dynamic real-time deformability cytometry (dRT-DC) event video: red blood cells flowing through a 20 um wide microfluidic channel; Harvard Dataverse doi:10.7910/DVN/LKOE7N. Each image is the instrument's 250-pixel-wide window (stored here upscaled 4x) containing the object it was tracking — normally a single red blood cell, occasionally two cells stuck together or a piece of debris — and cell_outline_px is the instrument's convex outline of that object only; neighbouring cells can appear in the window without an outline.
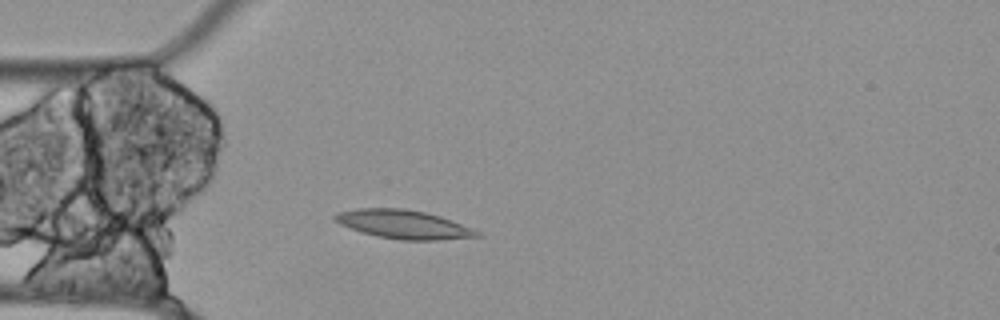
{"species": "Egyptian fruit bat (a non-hibernating species)", "species_latin": "Rousettus aegyptiacus", "temperature_condition": "cold", "stored_images_in_passage": 40, "camera_frame_rate_fps": 3000, "um_per_image_px": 0.085, "animal": {"sex": "female"}, "frame": {"image": 1, "passage_image": 7, "time_ms": 2.0, "image_size_px": [1000, 320], "cell_outline_px": [[484, 236], [440, 240], [400, 240], [376, 236], [360, 232], [340, 224], [332, 220], [332, 216], [336, 212], [356, 208], [404, 208], [424, 212], [440, 216], [472, 228], [480, 232]], "centroid_in_image_um": [34.26, 19.07], "position_along_channel_um": 50.7, "area_um2": 23.99}}
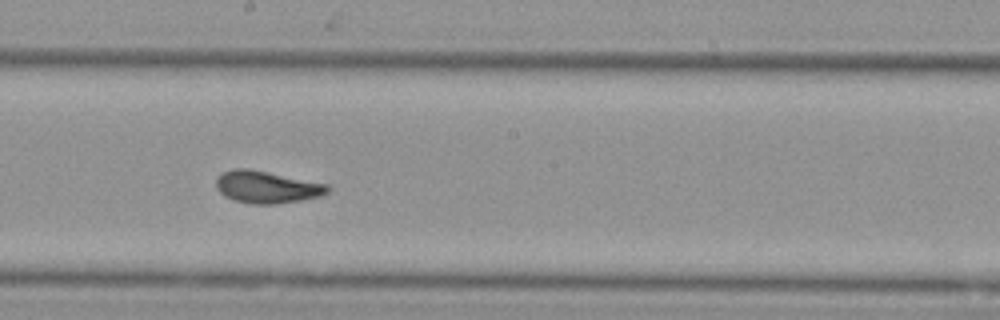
{"frame": {"image": 2, "passage_image": 22, "time_ms": 7.0, "image_size_px": [1000, 320], "cell_outline_px": [[332, 188], [328, 192], [320, 196], [300, 200], [276, 204], [252, 204], [232, 200], [224, 196], [216, 188], [216, 176], [224, 172], [236, 168], [248, 168], [328, 184]], "centroid_in_image_um": [22.66, 15.9], "position_along_channel_um": 225.5, "area_um2": 20.98}}
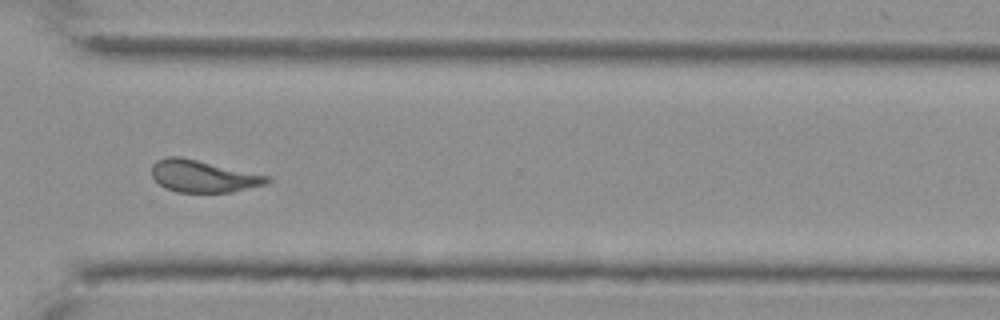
{"frame": {"image": 3, "passage_image": 33, "time_ms": 10.667, "image_size_px": [1000, 320], "cell_outline_px": [[272, 180], [268, 184], [232, 192], [176, 192], [164, 188], [152, 176], [152, 164], [156, 160], [168, 156], [180, 156], [272, 176]], "centroid_in_image_um": [17.31, 14.97], "position_along_channel_um": 353.3, "area_um2": 21.85}}